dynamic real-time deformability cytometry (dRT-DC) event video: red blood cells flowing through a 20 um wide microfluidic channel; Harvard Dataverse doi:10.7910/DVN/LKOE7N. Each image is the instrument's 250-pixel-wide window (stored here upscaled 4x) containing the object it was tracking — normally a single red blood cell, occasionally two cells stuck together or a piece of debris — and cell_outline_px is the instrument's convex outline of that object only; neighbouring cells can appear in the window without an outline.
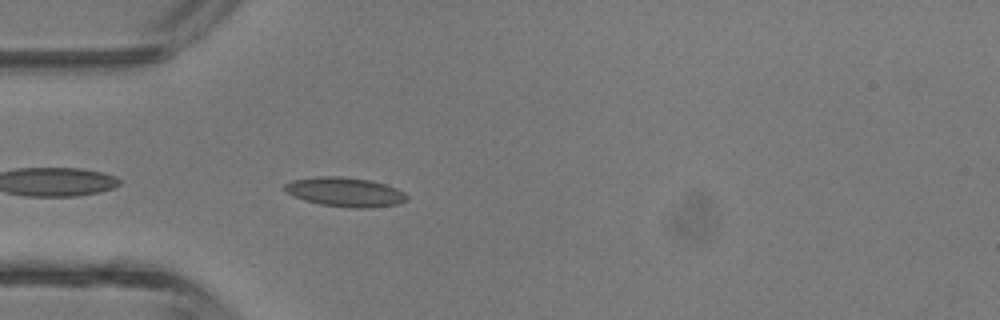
{"species": "common noctule bat (a hibernating species)", "species_latin": "Nyctalus noctula", "temperature_condition": "room temperature", "stored_images_in_passage": 28, "camera_frame_rate_fps": 3000, "um_per_image_px": 0.085, "animal": {"sex": "male", "body_mass_g": 13.3}, "frame": {"image": 1, "passage_image": 2, "time_ms": 0.333, "image_size_px": [1000, 320], "cell_outline_px": [[408, 200], [396, 204], [372, 208], [348, 208], [320, 204], [304, 200], [288, 192], [284, 188], [284, 184], [292, 180], [320, 176], [340, 176], [368, 180], [384, 184], [396, 188], [404, 192], [408, 196]], "centroid_in_image_um": [29.36, 16.33], "position_along_channel_um": 55.6, "area_um2": 20.75}}
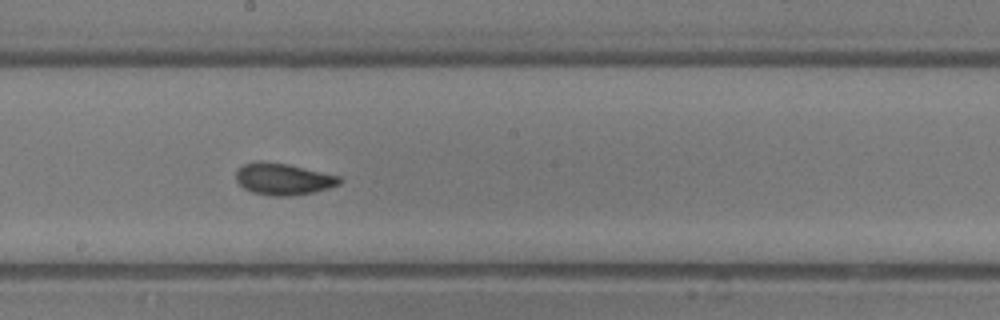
{"frame": {"image": 2, "passage_image": 13, "time_ms": 4.0, "image_size_px": [1000, 320], "cell_outline_px": [[340, 184], [328, 188], [312, 192], [288, 196], [272, 196], [252, 192], [244, 188], [236, 180], [236, 168], [244, 164], [256, 160], [264, 160], [288, 164], [340, 176]], "centroid_in_image_um": [24.02, 15.2], "position_along_channel_um": 224.2, "area_um2": 19.19}}
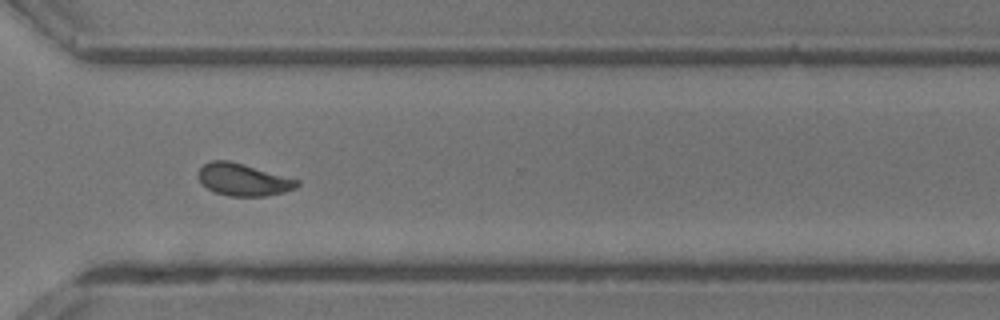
{"frame": {"image": 3, "passage_image": 21, "time_ms": 6.667, "image_size_px": [1000, 320], "cell_outline_px": [[300, 184], [296, 188], [284, 192], [268, 196], [228, 196], [216, 192], [208, 188], [196, 176], [200, 168], [204, 164], [212, 160], [228, 160], [244, 164], [300, 180]], "centroid_in_image_um": [20.7, 15.27], "position_along_channel_um": 349.9, "area_um2": 18.55}, "authors_computed_cell_mechanics": {"area_um2": 18.496, "velocity_mm_per_s": 4.7243, "shape_relaxation_time_tau1_ms": 3.7954, "shape_relaxation_time_tau2_ms": 0.9418, "deformation_change_tau1": 0.1367, "deformation_change_tau2": 0.0489}}